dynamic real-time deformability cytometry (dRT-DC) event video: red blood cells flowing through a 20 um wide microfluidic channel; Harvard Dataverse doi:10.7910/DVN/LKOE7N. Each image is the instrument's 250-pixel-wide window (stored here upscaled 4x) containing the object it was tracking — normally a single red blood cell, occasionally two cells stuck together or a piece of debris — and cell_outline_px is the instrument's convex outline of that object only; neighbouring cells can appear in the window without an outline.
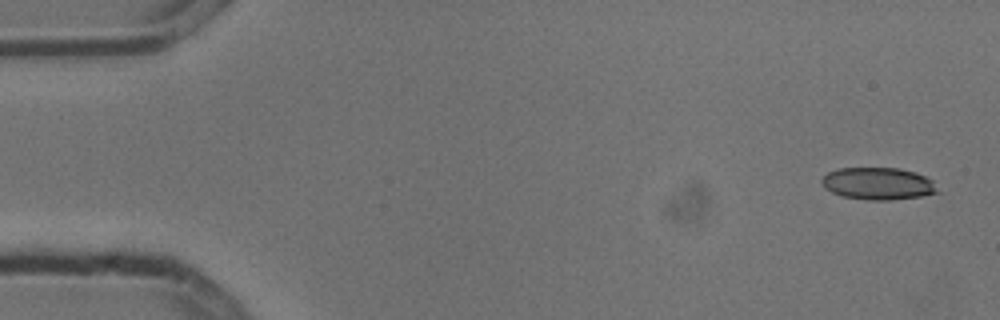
{"species": "common noctule bat (a hibernating species)", "species_latin": "Nyctalus noctula", "temperature_condition": "cold", "stored_images_in_passage": 4, "camera_frame_rate_fps": 3000, "um_per_image_px": 0.085, "animal": {"sex": "male", "body_mass_g": 13.3}, "frame": {"image": 1, "passage_image": 1, "time_ms": 0.0, "image_size_px": [1000, 320], "cell_outline_px": [[940, 192], [920, 196], [888, 200], [868, 200], [840, 196], [824, 188], [820, 180], [828, 172], [840, 168], [900, 168], [916, 172], [932, 180]], "centroid_in_image_um": [74.62, 15.6], "position_along_channel_um": 10.4, "area_um2": 21.79}}
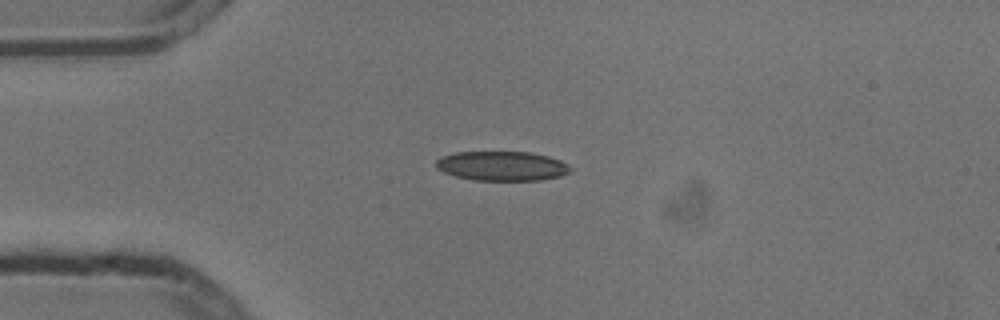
{"frame": {"image": 2, "passage_image": 4, "time_ms": 1.0, "image_size_px": [1000, 320], "cell_outline_px": [[572, 172], [560, 176], [540, 180], [472, 180], [456, 176], [444, 172], [436, 168], [436, 160], [444, 156], [456, 152], [528, 152], [548, 156], [560, 160], [568, 164], [572, 168]], "centroid_in_image_um": [42.7, 14.11], "position_along_channel_um": 42.3, "area_um2": 23.06}}